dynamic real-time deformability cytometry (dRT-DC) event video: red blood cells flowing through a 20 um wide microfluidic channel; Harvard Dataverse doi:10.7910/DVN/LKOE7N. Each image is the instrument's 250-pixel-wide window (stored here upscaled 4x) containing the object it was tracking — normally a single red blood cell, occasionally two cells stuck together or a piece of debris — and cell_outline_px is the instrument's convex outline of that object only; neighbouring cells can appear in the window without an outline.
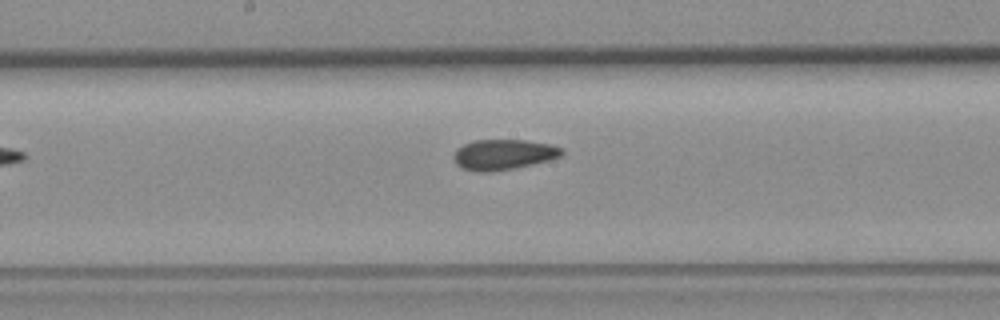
{"species": "common noctule bat (a hibernating species)", "species_latin": "Nyctalus noctula", "temperature_condition": "room temperature", "stored_images_in_passage": 5, "camera_frame_rate_fps": 3000, "um_per_image_px": 0.085, "animal": {"sex": "female", "body_mass_g": 19.3, "forearm_length_mm": 54.1}, "frame": {"image": 1, "passage_image": 5, "time_ms": 4.667, "image_size_px": [1000, 320], "cell_outline_px": [[564, 152], [560, 156], [548, 160], [532, 164], [492, 172], [476, 172], [464, 168], [456, 164], [452, 156], [456, 148], [472, 140], [524, 140], [548, 144], [564, 148]], "centroid_in_image_um": [42.75, 13.13], "position_along_channel_um": 205.4, "area_um2": 19.13}}